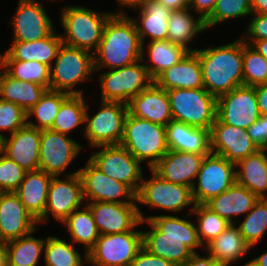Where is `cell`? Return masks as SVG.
<instances>
[{
	"mask_svg": "<svg viewBox=\"0 0 267 266\" xmlns=\"http://www.w3.org/2000/svg\"><path fill=\"white\" fill-rule=\"evenodd\" d=\"M44 256L45 266H83V261H88L87 256L82 260V255L75 251L73 243L56 236H49L46 239Z\"/></svg>",
	"mask_w": 267,
	"mask_h": 266,
	"instance_id": "ab89813d",
	"label": "cell"
},
{
	"mask_svg": "<svg viewBox=\"0 0 267 266\" xmlns=\"http://www.w3.org/2000/svg\"><path fill=\"white\" fill-rule=\"evenodd\" d=\"M260 115H267V83L255 86Z\"/></svg>",
	"mask_w": 267,
	"mask_h": 266,
	"instance_id": "11a10c76",
	"label": "cell"
},
{
	"mask_svg": "<svg viewBox=\"0 0 267 266\" xmlns=\"http://www.w3.org/2000/svg\"><path fill=\"white\" fill-rule=\"evenodd\" d=\"M246 129L227 125L217 117L209 130L210 143H234Z\"/></svg>",
	"mask_w": 267,
	"mask_h": 266,
	"instance_id": "c3c4849f",
	"label": "cell"
},
{
	"mask_svg": "<svg viewBox=\"0 0 267 266\" xmlns=\"http://www.w3.org/2000/svg\"><path fill=\"white\" fill-rule=\"evenodd\" d=\"M142 59L100 75L101 101L128 104L130 99L147 89L154 80L150 77ZM141 63V64H140Z\"/></svg>",
	"mask_w": 267,
	"mask_h": 266,
	"instance_id": "ba28073f",
	"label": "cell"
},
{
	"mask_svg": "<svg viewBox=\"0 0 267 266\" xmlns=\"http://www.w3.org/2000/svg\"><path fill=\"white\" fill-rule=\"evenodd\" d=\"M0 266H8L6 245L2 242H0Z\"/></svg>",
	"mask_w": 267,
	"mask_h": 266,
	"instance_id": "6125c7cd",
	"label": "cell"
},
{
	"mask_svg": "<svg viewBox=\"0 0 267 266\" xmlns=\"http://www.w3.org/2000/svg\"><path fill=\"white\" fill-rule=\"evenodd\" d=\"M199 57L204 88L213 96L230 92L244 85L243 39L222 46L196 49Z\"/></svg>",
	"mask_w": 267,
	"mask_h": 266,
	"instance_id": "7a4b0ae2",
	"label": "cell"
},
{
	"mask_svg": "<svg viewBox=\"0 0 267 266\" xmlns=\"http://www.w3.org/2000/svg\"><path fill=\"white\" fill-rule=\"evenodd\" d=\"M101 102L102 108L92 117L86 110L84 134L92 147L118 145L123 137L128 106L121 102Z\"/></svg>",
	"mask_w": 267,
	"mask_h": 266,
	"instance_id": "30bf717a",
	"label": "cell"
},
{
	"mask_svg": "<svg viewBox=\"0 0 267 266\" xmlns=\"http://www.w3.org/2000/svg\"><path fill=\"white\" fill-rule=\"evenodd\" d=\"M27 236L5 243L8 266H36L40 259L46 239Z\"/></svg>",
	"mask_w": 267,
	"mask_h": 266,
	"instance_id": "8d00e7d4",
	"label": "cell"
},
{
	"mask_svg": "<svg viewBox=\"0 0 267 266\" xmlns=\"http://www.w3.org/2000/svg\"><path fill=\"white\" fill-rule=\"evenodd\" d=\"M166 142L169 150L209 154V129L198 128L171 120L166 126Z\"/></svg>",
	"mask_w": 267,
	"mask_h": 266,
	"instance_id": "484cf974",
	"label": "cell"
},
{
	"mask_svg": "<svg viewBox=\"0 0 267 266\" xmlns=\"http://www.w3.org/2000/svg\"><path fill=\"white\" fill-rule=\"evenodd\" d=\"M146 0H118L119 5L125 6V7H131L134 10L137 8H140V6L145 2ZM127 5V6H126Z\"/></svg>",
	"mask_w": 267,
	"mask_h": 266,
	"instance_id": "94428289",
	"label": "cell"
},
{
	"mask_svg": "<svg viewBox=\"0 0 267 266\" xmlns=\"http://www.w3.org/2000/svg\"><path fill=\"white\" fill-rule=\"evenodd\" d=\"M0 69V99L17 104L26 112L41 99L47 90L39 84L14 79L2 68Z\"/></svg>",
	"mask_w": 267,
	"mask_h": 266,
	"instance_id": "1f68e13d",
	"label": "cell"
},
{
	"mask_svg": "<svg viewBox=\"0 0 267 266\" xmlns=\"http://www.w3.org/2000/svg\"><path fill=\"white\" fill-rule=\"evenodd\" d=\"M243 266H267V252L263 253L259 257L250 260Z\"/></svg>",
	"mask_w": 267,
	"mask_h": 266,
	"instance_id": "91938a15",
	"label": "cell"
},
{
	"mask_svg": "<svg viewBox=\"0 0 267 266\" xmlns=\"http://www.w3.org/2000/svg\"><path fill=\"white\" fill-rule=\"evenodd\" d=\"M83 210L76 209L63 222L70 233L72 243H81L85 247L84 255L94 247L100 234L96 227L90 208L85 205Z\"/></svg>",
	"mask_w": 267,
	"mask_h": 266,
	"instance_id": "836d02e7",
	"label": "cell"
},
{
	"mask_svg": "<svg viewBox=\"0 0 267 266\" xmlns=\"http://www.w3.org/2000/svg\"><path fill=\"white\" fill-rule=\"evenodd\" d=\"M142 232L132 231L100 235L87 253V263L94 266H130L142 248Z\"/></svg>",
	"mask_w": 267,
	"mask_h": 266,
	"instance_id": "9c48e42d",
	"label": "cell"
},
{
	"mask_svg": "<svg viewBox=\"0 0 267 266\" xmlns=\"http://www.w3.org/2000/svg\"><path fill=\"white\" fill-rule=\"evenodd\" d=\"M26 125V111L15 103L0 99V131L7 130L10 134H13ZM4 136L0 133V139Z\"/></svg>",
	"mask_w": 267,
	"mask_h": 266,
	"instance_id": "bcb514c9",
	"label": "cell"
},
{
	"mask_svg": "<svg viewBox=\"0 0 267 266\" xmlns=\"http://www.w3.org/2000/svg\"><path fill=\"white\" fill-rule=\"evenodd\" d=\"M139 21L132 18L135 22L136 29L142 44V61L145 62L144 41L147 36L150 41L167 40L168 20L171 10L164 7L156 0H146L139 8Z\"/></svg>",
	"mask_w": 267,
	"mask_h": 266,
	"instance_id": "4316f807",
	"label": "cell"
},
{
	"mask_svg": "<svg viewBox=\"0 0 267 266\" xmlns=\"http://www.w3.org/2000/svg\"><path fill=\"white\" fill-rule=\"evenodd\" d=\"M161 3L164 7L171 11L182 10L188 8V4L184 0H156Z\"/></svg>",
	"mask_w": 267,
	"mask_h": 266,
	"instance_id": "9f6ffc18",
	"label": "cell"
},
{
	"mask_svg": "<svg viewBox=\"0 0 267 266\" xmlns=\"http://www.w3.org/2000/svg\"><path fill=\"white\" fill-rule=\"evenodd\" d=\"M247 26L241 37L246 44L251 45L255 40L267 39V14H254Z\"/></svg>",
	"mask_w": 267,
	"mask_h": 266,
	"instance_id": "681fc988",
	"label": "cell"
},
{
	"mask_svg": "<svg viewBox=\"0 0 267 266\" xmlns=\"http://www.w3.org/2000/svg\"><path fill=\"white\" fill-rule=\"evenodd\" d=\"M192 213L197 215L198 226L196 225V227L203 246L205 243L208 244L211 240L218 237L230 225L226 219L220 217L205 204H195L187 216H190Z\"/></svg>",
	"mask_w": 267,
	"mask_h": 266,
	"instance_id": "b9f144b4",
	"label": "cell"
},
{
	"mask_svg": "<svg viewBox=\"0 0 267 266\" xmlns=\"http://www.w3.org/2000/svg\"><path fill=\"white\" fill-rule=\"evenodd\" d=\"M120 145L140 163L148 159L150 170L169 151L164 125L127 114Z\"/></svg>",
	"mask_w": 267,
	"mask_h": 266,
	"instance_id": "5b68a950",
	"label": "cell"
},
{
	"mask_svg": "<svg viewBox=\"0 0 267 266\" xmlns=\"http://www.w3.org/2000/svg\"><path fill=\"white\" fill-rule=\"evenodd\" d=\"M87 107L83 95H70L61 104L50 130L67 135L79 125H84Z\"/></svg>",
	"mask_w": 267,
	"mask_h": 266,
	"instance_id": "74e56055",
	"label": "cell"
},
{
	"mask_svg": "<svg viewBox=\"0 0 267 266\" xmlns=\"http://www.w3.org/2000/svg\"><path fill=\"white\" fill-rule=\"evenodd\" d=\"M127 106L129 114L154 123L166 126L173 120L168 92L155 82L132 97Z\"/></svg>",
	"mask_w": 267,
	"mask_h": 266,
	"instance_id": "603a6c76",
	"label": "cell"
},
{
	"mask_svg": "<svg viewBox=\"0 0 267 266\" xmlns=\"http://www.w3.org/2000/svg\"><path fill=\"white\" fill-rule=\"evenodd\" d=\"M55 31L44 39L32 42L13 41L12 46L2 54V60L37 61L52 67L63 44L61 34L57 35Z\"/></svg>",
	"mask_w": 267,
	"mask_h": 266,
	"instance_id": "d4e9b609",
	"label": "cell"
},
{
	"mask_svg": "<svg viewBox=\"0 0 267 266\" xmlns=\"http://www.w3.org/2000/svg\"><path fill=\"white\" fill-rule=\"evenodd\" d=\"M204 247L207 249L208 255L222 266H229L237 262L251 248L235 223L230 224L218 237L205 244Z\"/></svg>",
	"mask_w": 267,
	"mask_h": 266,
	"instance_id": "f546056e",
	"label": "cell"
},
{
	"mask_svg": "<svg viewBox=\"0 0 267 266\" xmlns=\"http://www.w3.org/2000/svg\"><path fill=\"white\" fill-rule=\"evenodd\" d=\"M37 224L15 192H0V242L34 233Z\"/></svg>",
	"mask_w": 267,
	"mask_h": 266,
	"instance_id": "ffe728a7",
	"label": "cell"
},
{
	"mask_svg": "<svg viewBox=\"0 0 267 266\" xmlns=\"http://www.w3.org/2000/svg\"><path fill=\"white\" fill-rule=\"evenodd\" d=\"M95 148L100 151L94 152L89 160L106 176L128 185L137 194L143 178L141 163L120 144Z\"/></svg>",
	"mask_w": 267,
	"mask_h": 266,
	"instance_id": "7c38bea8",
	"label": "cell"
},
{
	"mask_svg": "<svg viewBox=\"0 0 267 266\" xmlns=\"http://www.w3.org/2000/svg\"><path fill=\"white\" fill-rule=\"evenodd\" d=\"M250 46L267 59V39L255 40Z\"/></svg>",
	"mask_w": 267,
	"mask_h": 266,
	"instance_id": "680465c9",
	"label": "cell"
},
{
	"mask_svg": "<svg viewBox=\"0 0 267 266\" xmlns=\"http://www.w3.org/2000/svg\"><path fill=\"white\" fill-rule=\"evenodd\" d=\"M1 68L12 78L29 81L49 89L50 68L37 61L2 60Z\"/></svg>",
	"mask_w": 267,
	"mask_h": 266,
	"instance_id": "f35d334b",
	"label": "cell"
},
{
	"mask_svg": "<svg viewBox=\"0 0 267 266\" xmlns=\"http://www.w3.org/2000/svg\"><path fill=\"white\" fill-rule=\"evenodd\" d=\"M258 150L259 148L251 140L247 130L234 143H210L211 153L223 156L234 164Z\"/></svg>",
	"mask_w": 267,
	"mask_h": 266,
	"instance_id": "f6af8a7d",
	"label": "cell"
},
{
	"mask_svg": "<svg viewBox=\"0 0 267 266\" xmlns=\"http://www.w3.org/2000/svg\"><path fill=\"white\" fill-rule=\"evenodd\" d=\"M69 96L70 95L65 92L47 89L41 99L26 112L27 125L37 128L38 130L51 129L61 104ZM32 115L36 117L39 124L28 121Z\"/></svg>",
	"mask_w": 267,
	"mask_h": 266,
	"instance_id": "d590c367",
	"label": "cell"
},
{
	"mask_svg": "<svg viewBox=\"0 0 267 266\" xmlns=\"http://www.w3.org/2000/svg\"><path fill=\"white\" fill-rule=\"evenodd\" d=\"M154 82L164 90L204 88L199 57L188 52L177 64L163 71Z\"/></svg>",
	"mask_w": 267,
	"mask_h": 266,
	"instance_id": "cb8c5ba5",
	"label": "cell"
},
{
	"mask_svg": "<svg viewBox=\"0 0 267 266\" xmlns=\"http://www.w3.org/2000/svg\"><path fill=\"white\" fill-rule=\"evenodd\" d=\"M99 56V57H98ZM142 58V44L134 20L125 15H112L93 53L95 71L131 65Z\"/></svg>",
	"mask_w": 267,
	"mask_h": 266,
	"instance_id": "3957f363",
	"label": "cell"
},
{
	"mask_svg": "<svg viewBox=\"0 0 267 266\" xmlns=\"http://www.w3.org/2000/svg\"><path fill=\"white\" fill-rule=\"evenodd\" d=\"M51 180L52 175L43 170L26 171L15 191L26 210L37 221L44 215Z\"/></svg>",
	"mask_w": 267,
	"mask_h": 266,
	"instance_id": "83f0119b",
	"label": "cell"
},
{
	"mask_svg": "<svg viewBox=\"0 0 267 266\" xmlns=\"http://www.w3.org/2000/svg\"><path fill=\"white\" fill-rule=\"evenodd\" d=\"M141 223L151 230L142 232V246L149 253L167 259L175 266L182 264L202 245L197 227L189 220L177 216L159 215L144 217L138 208Z\"/></svg>",
	"mask_w": 267,
	"mask_h": 266,
	"instance_id": "6da1fadb",
	"label": "cell"
},
{
	"mask_svg": "<svg viewBox=\"0 0 267 266\" xmlns=\"http://www.w3.org/2000/svg\"><path fill=\"white\" fill-rule=\"evenodd\" d=\"M177 266H222L216 262L210 255L200 256L194 253L189 259Z\"/></svg>",
	"mask_w": 267,
	"mask_h": 266,
	"instance_id": "db71d44e",
	"label": "cell"
},
{
	"mask_svg": "<svg viewBox=\"0 0 267 266\" xmlns=\"http://www.w3.org/2000/svg\"><path fill=\"white\" fill-rule=\"evenodd\" d=\"M81 150L82 145L67 135L50 129L41 130L39 169L52 176H59Z\"/></svg>",
	"mask_w": 267,
	"mask_h": 266,
	"instance_id": "e0dca14e",
	"label": "cell"
},
{
	"mask_svg": "<svg viewBox=\"0 0 267 266\" xmlns=\"http://www.w3.org/2000/svg\"><path fill=\"white\" fill-rule=\"evenodd\" d=\"M112 15L125 13L123 10L117 13H103L83 6H66L60 15L65 32V35H61L63 44L88 52L94 48V53L102 39L105 24Z\"/></svg>",
	"mask_w": 267,
	"mask_h": 266,
	"instance_id": "277c9868",
	"label": "cell"
},
{
	"mask_svg": "<svg viewBox=\"0 0 267 266\" xmlns=\"http://www.w3.org/2000/svg\"><path fill=\"white\" fill-rule=\"evenodd\" d=\"M1 139L0 151L26 171L39 170L41 130L26 125Z\"/></svg>",
	"mask_w": 267,
	"mask_h": 266,
	"instance_id": "44dd1931",
	"label": "cell"
},
{
	"mask_svg": "<svg viewBox=\"0 0 267 266\" xmlns=\"http://www.w3.org/2000/svg\"><path fill=\"white\" fill-rule=\"evenodd\" d=\"M267 150L259 149L240 160L236 167V182L245 186L259 198H267Z\"/></svg>",
	"mask_w": 267,
	"mask_h": 266,
	"instance_id": "4dcf8cb0",
	"label": "cell"
},
{
	"mask_svg": "<svg viewBox=\"0 0 267 266\" xmlns=\"http://www.w3.org/2000/svg\"><path fill=\"white\" fill-rule=\"evenodd\" d=\"M190 8L175 10L171 12L168 20V35L167 40L184 47L189 52H195L196 49L187 47L195 35L206 30L205 21L198 17L196 20L193 17Z\"/></svg>",
	"mask_w": 267,
	"mask_h": 266,
	"instance_id": "d6a6232c",
	"label": "cell"
},
{
	"mask_svg": "<svg viewBox=\"0 0 267 266\" xmlns=\"http://www.w3.org/2000/svg\"><path fill=\"white\" fill-rule=\"evenodd\" d=\"M216 1L217 0H191L188 3V8L196 11L198 17L205 20L213 12Z\"/></svg>",
	"mask_w": 267,
	"mask_h": 266,
	"instance_id": "f5cc1de1",
	"label": "cell"
},
{
	"mask_svg": "<svg viewBox=\"0 0 267 266\" xmlns=\"http://www.w3.org/2000/svg\"><path fill=\"white\" fill-rule=\"evenodd\" d=\"M258 200L259 197L256 194L235 182L226 191L211 198L205 205L232 224L235 223L232 220L234 216L248 214Z\"/></svg>",
	"mask_w": 267,
	"mask_h": 266,
	"instance_id": "f1b7e54d",
	"label": "cell"
},
{
	"mask_svg": "<svg viewBox=\"0 0 267 266\" xmlns=\"http://www.w3.org/2000/svg\"><path fill=\"white\" fill-rule=\"evenodd\" d=\"M1 64H2V54L0 53V68H1Z\"/></svg>",
	"mask_w": 267,
	"mask_h": 266,
	"instance_id": "be15d7a7",
	"label": "cell"
},
{
	"mask_svg": "<svg viewBox=\"0 0 267 266\" xmlns=\"http://www.w3.org/2000/svg\"><path fill=\"white\" fill-rule=\"evenodd\" d=\"M246 130L259 149L267 150V115H260Z\"/></svg>",
	"mask_w": 267,
	"mask_h": 266,
	"instance_id": "f907efd6",
	"label": "cell"
},
{
	"mask_svg": "<svg viewBox=\"0 0 267 266\" xmlns=\"http://www.w3.org/2000/svg\"><path fill=\"white\" fill-rule=\"evenodd\" d=\"M238 228L251 248L262 240L267 230V198H259Z\"/></svg>",
	"mask_w": 267,
	"mask_h": 266,
	"instance_id": "60d3db41",
	"label": "cell"
},
{
	"mask_svg": "<svg viewBox=\"0 0 267 266\" xmlns=\"http://www.w3.org/2000/svg\"><path fill=\"white\" fill-rule=\"evenodd\" d=\"M187 4L191 1V0H184Z\"/></svg>",
	"mask_w": 267,
	"mask_h": 266,
	"instance_id": "e7e4bbea",
	"label": "cell"
},
{
	"mask_svg": "<svg viewBox=\"0 0 267 266\" xmlns=\"http://www.w3.org/2000/svg\"><path fill=\"white\" fill-rule=\"evenodd\" d=\"M244 85L256 86L267 83V59L243 41Z\"/></svg>",
	"mask_w": 267,
	"mask_h": 266,
	"instance_id": "7bdbcfd3",
	"label": "cell"
},
{
	"mask_svg": "<svg viewBox=\"0 0 267 266\" xmlns=\"http://www.w3.org/2000/svg\"><path fill=\"white\" fill-rule=\"evenodd\" d=\"M130 266H175L167 259L149 253L143 247L137 253Z\"/></svg>",
	"mask_w": 267,
	"mask_h": 266,
	"instance_id": "816d5d0a",
	"label": "cell"
},
{
	"mask_svg": "<svg viewBox=\"0 0 267 266\" xmlns=\"http://www.w3.org/2000/svg\"><path fill=\"white\" fill-rule=\"evenodd\" d=\"M252 14H267V0H251Z\"/></svg>",
	"mask_w": 267,
	"mask_h": 266,
	"instance_id": "6f0895ef",
	"label": "cell"
},
{
	"mask_svg": "<svg viewBox=\"0 0 267 266\" xmlns=\"http://www.w3.org/2000/svg\"><path fill=\"white\" fill-rule=\"evenodd\" d=\"M26 170L0 151V192H15Z\"/></svg>",
	"mask_w": 267,
	"mask_h": 266,
	"instance_id": "7dc6e473",
	"label": "cell"
},
{
	"mask_svg": "<svg viewBox=\"0 0 267 266\" xmlns=\"http://www.w3.org/2000/svg\"><path fill=\"white\" fill-rule=\"evenodd\" d=\"M252 15L251 0H217L213 12L204 20L206 30L220 22Z\"/></svg>",
	"mask_w": 267,
	"mask_h": 266,
	"instance_id": "ee69618b",
	"label": "cell"
},
{
	"mask_svg": "<svg viewBox=\"0 0 267 266\" xmlns=\"http://www.w3.org/2000/svg\"><path fill=\"white\" fill-rule=\"evenodd\" d=\"M52 64L49 89L83 95V91L74 88L77 83L91 79L89 77L95 71L93 53L62 44Z\"/></svg>",
	"mask_w": 267,
	"mask_h": 266,
	"instance_id": "8992f818",
	"label": "cell"
},
{
	"mask_svg": "<svg viewBox=\"0 0 267 266\" xmlns=\"http://www.w3.org/2000/svg\"><path fill=\"white\" fill-rule=\"evenodd\" d=\"M66 177L64 180L52 176L44 215L37 221L38 224L46 223L49 214L63 223L73 211L79 209L81 203H84L83 185L78 171L67 174Z\"/></svg>",
	"mask_w": 267,
	"mask_h": 266,
	"instance_id": "9a60e30c",
	"label": "cell"
},
{
	"mask_svg": "<svg viewBox=\"0 0 267 266\" xmlns=\"http://www.w3.org/2000/svg\"><path fill=\"white\" fill-rule=\"evenodd\" d=\"M151 171V179L144 180V177L142 178L136 194L138 203L170 212H178L186 206L195 205L191 187L166 181L152 169Z\"/></svg>",
	"mask_w": 267,
	"mask_h": 266,
	"instance_id": "4fadbf2b",
	"label": "cell"
},
{
	"mask_svg": "<svg viewBox=\"0 0 267 266\" xmlns=\"http://www.w3.org/2000/svg\"><path fill=\"white\" fill-rule=\"evenodd\" d=\"M148 54L152 64H146L150 77L155 80L163 71L177 64L189 51L168 40L150 41Z\"/></svg>",
	"mask_w": 267,
	"mask_h": 266,
	"instance_id": "e575fe53",
	"label": "cell"
},
{
	"mask_svg": "<svg viewBox=\"0 0 267 266\" xmlns=\"http://www.w3.org/2000/svg\"><path fill=\"white\" fill-rule=\"evenodd\" d=\"M196 179L197 187L195 184L192 186L194 202L205 204L236 182V164L210 152L204 157Z\"/></svg>",
	"mask_w": 267,
	"mask_h": 266,
	"instance_id": "8fae6325",
	"label": "cell"
},
{
	"mask_svg": "<svg viewBox=\"0 0 267 266\" xmlns=\"http://www.w3.org/2000/svg\"><path fill=\"white\" fill-rule=\"evenodd\" d=\"M35 0H19L14 18L13 41L32 42L48 37L55 26L44 10V6Z\"/></svg>",
	"mask_w": 267,
	"mask_h": 266,
	"instance_id": "ac0fdd59",
	"label": "cell"
},
{
	"mask_svg": "<svg viewBox=\"0 0 267 266\" xmlns=\"http://www.w3.org/2000/svg\"><path fill=\"white\" fill-rule=\"evenodd\" d=\"M84 198L90 202L136 203V193L126 184L106 176L89 159L79 168ZM121 197V199H120ZM125 197V198H124ZM119 198V199H118ZM124 200H123V199Z\"/></svg>",
	"mask_w": 267,
	"mask_h": 266,
	"instance_id": "2e32d148",
	"label": "cell"
},
{
	"mask_svg": "<svg viewBox=\"0 0 267 266\" xmlns=\"http://www.w3.org/2000/svg\"><path fill=\"white\" fill-rule=\"evenodd\" d=\"M167 92L173 120L210 130L216 120L215 96L205 88L171 89Z\"/></svg>",
	"mask_w": 267,
	"mask_h": 266,
	"instance_id": "52a82bcc",
	"label": "cell"
},
{
	"mask_svg": "<svg viewBox=\"0 0 267 266\" xmlns=\"http://www.w3.org/2000/svg\"><path fill=\"white\" fill-rule=\"evenodd\" d=\"M206 155L169 150L152 170L166 181L192 188Z\"/></svg>",
	"mask_w": 267,
	"mask_h": 266,
	"instance_id": "7402d4cb",
	"label": "cell"
},
{
	"mask_svg": "<svg viewBox=\"0 0 267 266\" xmlns=\"http://www.w3.org/2000/svg\"><path fill=\"white\" fill-rule=\"evenodd\" d=\"M86 205L100 235L132 231L142 224L136 203L90 202Z\"/></svg>",
	"mask_w": 267,
	"mask_h": 266,
	"instance_id": "d6986e66",
	"label": "cell"
},
{
	"mask_svg": "<svg viewBox=\"0 0 267 266\" xmlns=\"http://www.w3.org/2000/svg\"><path fill=\"white\" fill-rule=\"evenodd\" d=\"M216 117L227 125L247 129L260 117L255 86H238L219 96Z\"/></svg>",
	"mask_w": 267,
	"mask_h": 266,
	"instance_id": "5bb4252c",
	"label": "cell"
}]
</instances>
